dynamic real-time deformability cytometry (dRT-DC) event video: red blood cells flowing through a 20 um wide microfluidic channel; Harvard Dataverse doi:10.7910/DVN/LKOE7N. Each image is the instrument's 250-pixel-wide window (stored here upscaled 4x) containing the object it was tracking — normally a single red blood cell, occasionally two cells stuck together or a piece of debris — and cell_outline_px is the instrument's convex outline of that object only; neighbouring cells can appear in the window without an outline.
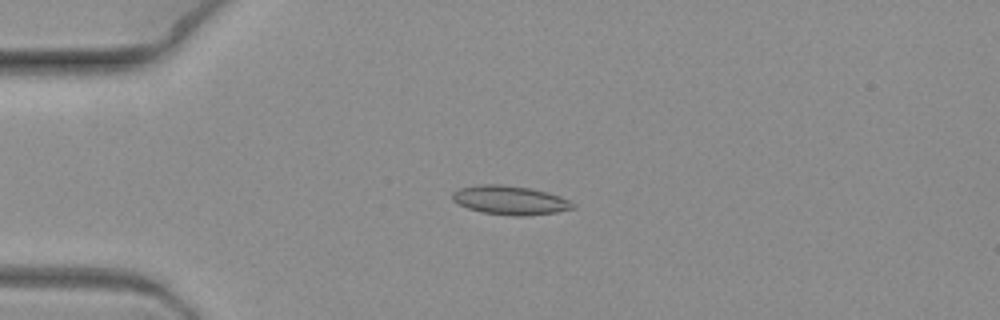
{"species": "common noctule bat (a hibernating species)", "species_latin": "Nyctalus noctula", "temperature_condition": "warm", "stored_images_in_passage": 10, "camera_frame_rate_fps": 3000, "um_per_image_px": 0.085, "animal": {"sex": "female", "body_mass_g": 19.3, "forearm_length_mm": 54.1}, "frame": {"image": 1, "passage_image": 5, "time_ms": 1.333, "image_size_px": [1000, 320], "cell_outline_px": [[576, 208], [556, 212], [528, 216], [516, 216], [484, 212], [468, 208], [452, 200], [452, 192], [460, 188], [480, 184], [500, 184], [528, 188], [560, 196], [576, 204]], "centroid_in_image_um": [43.37, 17.02], "position_along_channel_um": 41.6, "area_um2": 20.11}}
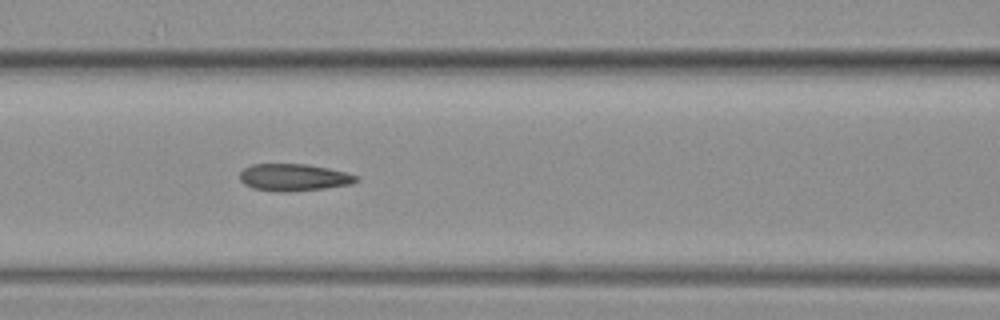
{"frame": {"image": 2, "passage_image": 9, "time_ms": 2.667, "image_size_px": [1000, 320], "cell_outline_px": [[360, 180], [352, 184], [324, 188], [288, 192], [280, 192], [252, 188], [244, 184], [240, 180], [240, 172], [244, 168], [252, 164], [308, 164], [328, 168], [360, 176]], "centroid_in_image_um": [24.98, 15.08], "position_along_channel_um": 141.6, "area_um2": 18.5}}
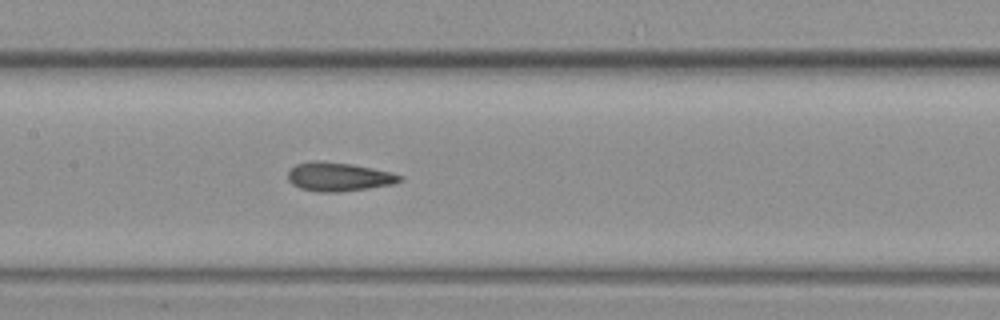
{"frame": {"image": 3, "passage_image": 10, "time_ms": 3.0, "image_size_px": [1000, 320], "cell_outline_px": [[404, 180], [396, 184], [340, 192], [316, 192], [300, 188], [292, 184], [288, 180], [288, 172], [296, 164], [312, 160], [320, 160], [352, 164], [392, 172], [404, 176]], "centroid_in_image_um": [28.82, 15.02], "position_along_channel_um": 178.6, "area_um2": 19.07}}